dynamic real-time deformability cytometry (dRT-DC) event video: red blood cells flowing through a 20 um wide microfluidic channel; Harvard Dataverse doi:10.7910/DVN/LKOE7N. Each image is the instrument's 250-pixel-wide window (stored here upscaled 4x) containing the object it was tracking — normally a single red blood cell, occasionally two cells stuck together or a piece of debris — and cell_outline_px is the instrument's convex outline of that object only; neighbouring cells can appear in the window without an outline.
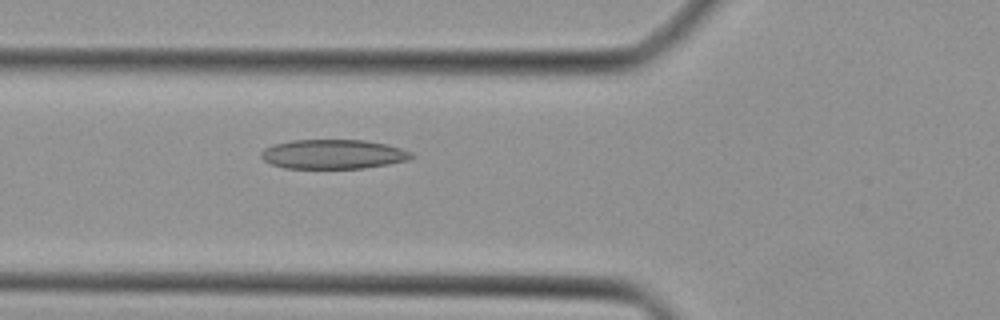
{"species": "Egyptian fruit bat (a non-hibernating species)", "species_latin": "Rousettus aegyptiacus", "temperature_condition": "cold", "stored_images_in_passage": 14, "camera_frame_rate_fps": 3000, "um_per_image_px": 0.085, "animal": {"sex": "female"}, "frame": {"image": 1, "passage_image": 13, "time_ms": 4.0, "image_size_px": [1000, 320], "cell_outline_px": [[416, 156], [408, 160], [388, 164], [364, 168], [284, 168], [272, 164], [264, 160], [260, 156], [260, 152], [264, 148], [272, 144], [292, 140], [364, 140], [388, 144], [412, 152]], "centroid_in_image_um": [28.32, 13.1], "position_along_channel_um": 97.5, "area_um2": 25.89}}